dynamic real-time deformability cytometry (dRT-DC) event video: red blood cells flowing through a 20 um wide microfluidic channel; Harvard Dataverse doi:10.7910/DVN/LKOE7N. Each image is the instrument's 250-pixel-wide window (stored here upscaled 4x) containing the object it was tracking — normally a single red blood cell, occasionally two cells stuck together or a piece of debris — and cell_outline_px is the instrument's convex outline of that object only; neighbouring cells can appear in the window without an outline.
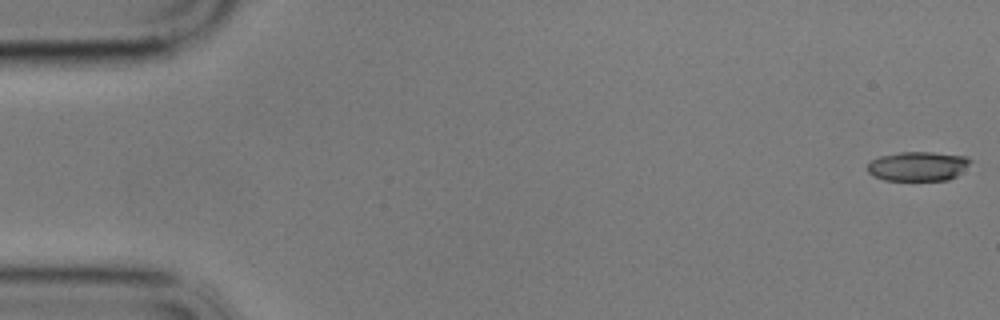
{"species": "common noctule bat (a hibernating species)", "species_latin": "Nyctalus noctula", "temperature_condition": "cold", "stored_images_in_passage": 11, "camera_frame_rate_fps": 3000, "um_per_image_px": 0.085, "animal": {"sex": "male", "body_mass_g": 17.9}, "frame": {"image": 1, "passage_image": 1, "time_ms": 0.0, "image_size_px": [1000, 320], "cell_outline_px": [[972, 160], [956, 176], [948, 180], [884, 180], [872, 176], [868, 172], [868, 164], [872, 160], [880, 156], [900, 152], [932, 152], [968, 156]], "centroid_in_image_um": [78.01, 14.12], "position_along_channel_um": 7.0, "area_um2": 17.57}}